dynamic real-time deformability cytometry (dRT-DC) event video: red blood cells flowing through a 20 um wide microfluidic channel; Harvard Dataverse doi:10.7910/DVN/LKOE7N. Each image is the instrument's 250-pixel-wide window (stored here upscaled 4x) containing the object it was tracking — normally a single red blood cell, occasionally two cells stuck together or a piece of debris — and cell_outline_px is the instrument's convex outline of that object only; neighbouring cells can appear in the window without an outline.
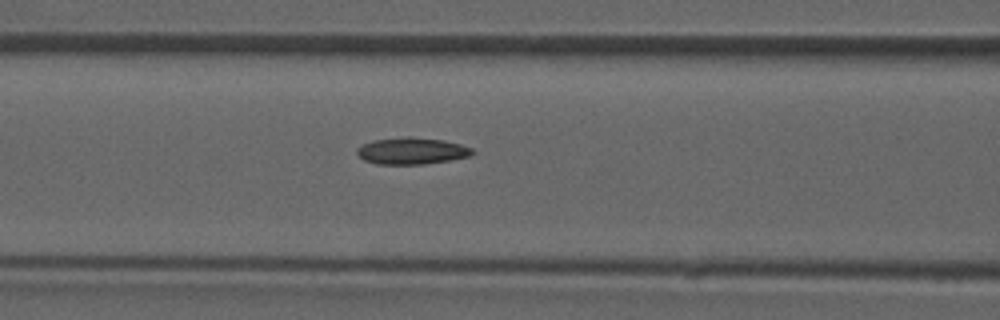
{"species": "common noctule bat (a hibernating species)", "species_latin": "Nyctalus noctula", "temperature_condition": "room temperature", "stored_images_in_passage": 42, "camera_frame_rate_fps": 3000, "um_per_image_px": 0.085, "animal": {"sex": "male", "forearm_length_mm": 52.5}, "frame": {"image": 1, "passage_image": 13, "time_ms": 4.0, "image_size_px": [1000, 320], "cell_outline_px": [[476, 152], [472, 156], [424, 164], [376, 164], [364, 160], [356, 152], [356, 148], [372, 140], [408, 136], [444, 140], [460, 144], [472, 148]], "centroid_in_image_um": [35.02, 12.82], "position_along_channel_um": 131.6, "area_um2": 18.03}}